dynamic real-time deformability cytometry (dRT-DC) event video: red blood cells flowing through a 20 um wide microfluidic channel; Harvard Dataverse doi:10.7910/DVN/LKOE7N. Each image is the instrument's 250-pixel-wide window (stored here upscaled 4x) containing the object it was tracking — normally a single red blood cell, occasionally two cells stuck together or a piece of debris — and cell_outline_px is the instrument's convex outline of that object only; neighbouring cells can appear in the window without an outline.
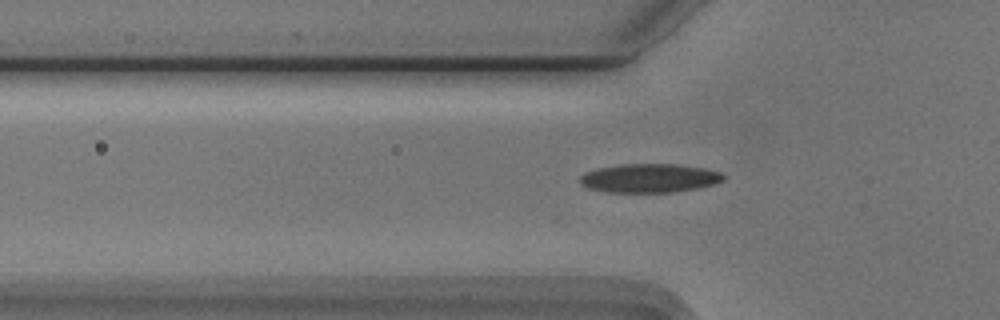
{"species": "Egyptian fruit bat (a non-hibernating species)", "species_latin": "Rousettus aegyptiacus", "temperature_condition": "cold", "stored_images_in_passage": 43, "camera_frame_rate_fps": 3000, "um_per_image_px": 0.085, "animal": {"sex": "male"}, "frame": {"image": 1, "passage_image": 13, "time_ms": 4.0, "image_size_px": [1000, 320], "cell_outline_px": [[724, 180], [716, 184], [676, 192], [604, 192], [588, 188], [580, 184], [580, 176], [584, 172], [596, 168], [620, 164], [676, 164], [704, 168], [720, 172], [724, 176]], "centroid_in_image_um": [55.17, 15.14], "position_along_channel_um": 70.6, "area_um2": 24.28}}
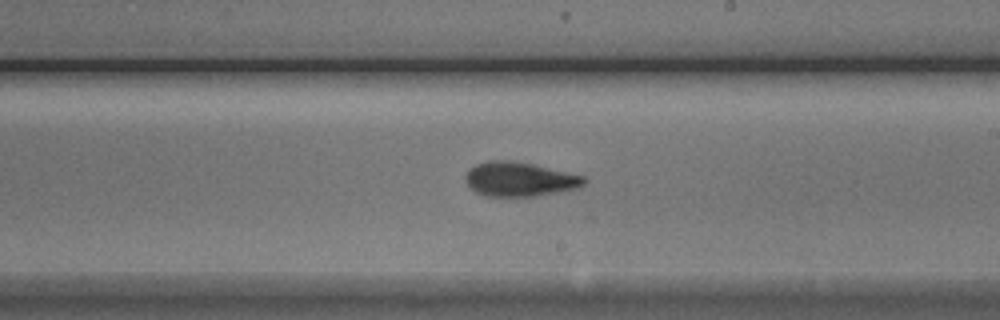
{"frame": {"image": 2, "passage_image": 27, "time_ms": 8.667, "image_size_px": [1000, 320], "cell_outline_px": [[588, 180], [580, 188], [560, 192], [536, 196], [484, 196], [476, 192], [468, 184], [464, 176], [476, 164], [488, 160], [512, 160], [532, 164], [584, 176]], "centroid_in_image_um": [44.2, 15.24], "position_along_channel_um": 244.8, "area_um2": 23.7}}
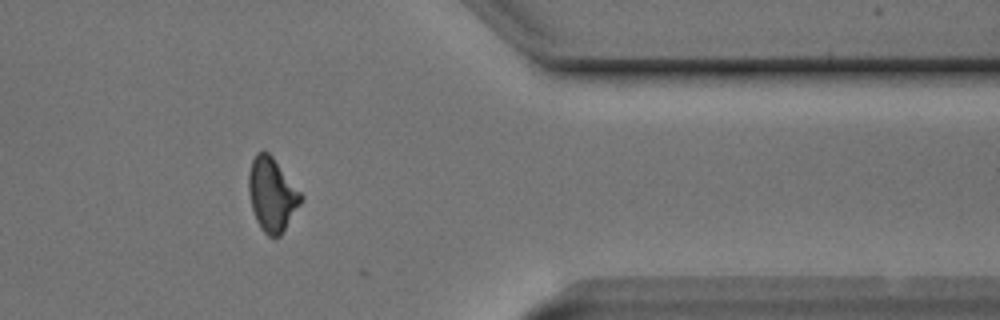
{"frame": {"image": 3, "passage_image": 40, "time_ms": 13.0, "image_size_px": [1000, 320], "cell_outline_px": [[304, 196], [300, 204], [280, 236], [268, 236], [260, 228], [256, 220], [252, 208], [248, 192], [248, 172], [252, 160], [256, 152], [268, 152], [272, 156]], "centroid_in_image_um": [23.1, 16.52], "position_along_channel_um": 388.3, "area_um2": 22.25}, "authors_computed_cell_mechanics": {"area_um2": 22.7732, "velocity_mm_per_s": 3.7319, "shape_relaxation_time_tau1_ms": 3.152, "shape_relaxation_time_tau2_ms": 3.3866, "deformation_change_tau1": 0.1104, "deformation_change_tau2": 0.0947}}